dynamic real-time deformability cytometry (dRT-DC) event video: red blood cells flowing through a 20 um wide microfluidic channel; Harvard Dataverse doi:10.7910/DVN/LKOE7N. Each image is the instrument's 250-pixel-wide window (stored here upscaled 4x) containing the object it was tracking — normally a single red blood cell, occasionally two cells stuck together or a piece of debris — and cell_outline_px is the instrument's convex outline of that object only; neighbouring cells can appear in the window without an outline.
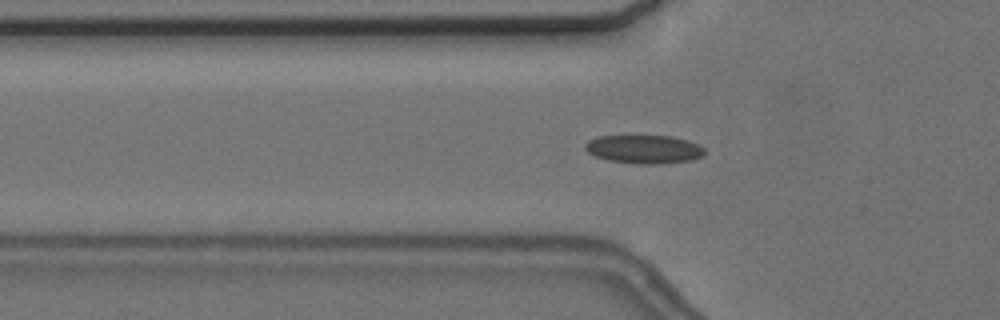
{"species": "common noctule bat (a hibernating species)", "species_latin": "Nyctalus noctula", "temperature_condition": "cold", "stored_images_in_passage": 51, "segment_of_instrument_passage": [1, 2], "camera_frame_rate_fps": 3000, "um_per_image_px": 0.085, "animal": {"sex": "female", "body_mass_g": 24.6, "forearm_length_mm": 56.2}, "frame": {"image": 1, "passage_image": 12, "time_ms": 3.667, "image_size_px": [1000, 320], "cell_outline_px": [[704, 156], [692, 160], [656, 164], [640, 164], [608, 160], [596, 156], [588, 152], [584, 148], [584, 144], [588, 140], [600, 136], [672, 136], [688, 140], [700, 144], [704, 148]], "centroid_in_image_um": [54.77, 12.68], "position_along_channel_um": 71.0, "area_um2": 19.88}}
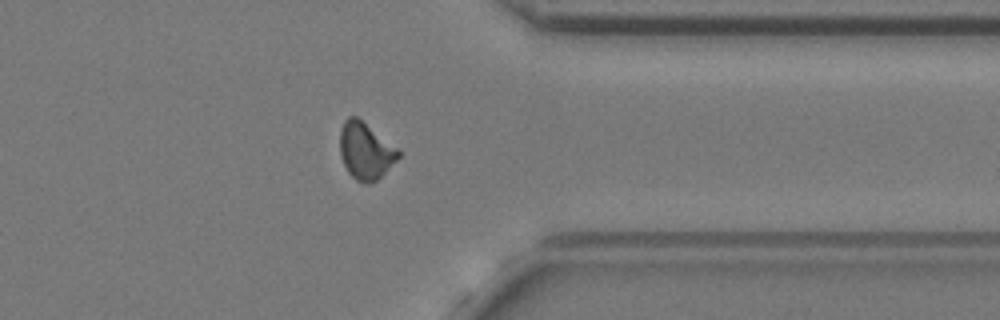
{"frame": {"image": 2, "passage_image": 38, "time_ms": 12.333, "image_size_px": [1000, 320], "cell_outline_px": [[400, 156], [376, 180], [368, 184], [356, 180], [348, 172], [340, 156], [340, 132], [344, 120], [348, 116], [356, 116], [400, 148]], "centroid_in_image_um": [31.07, 12.8], "position_along_channel_um": 380.3, "area_um2": 19.36}}
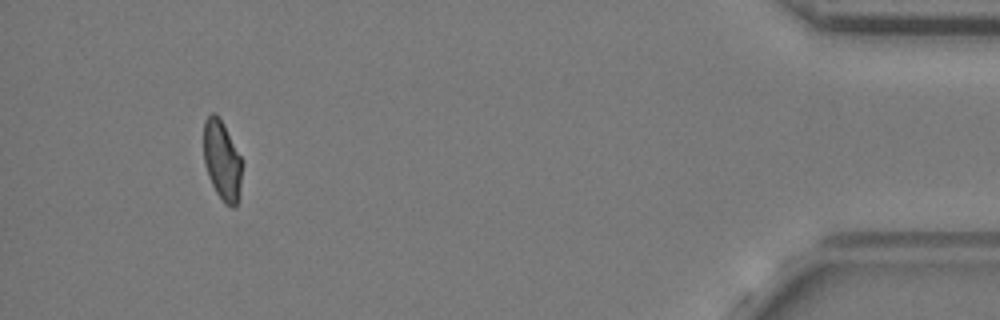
{"frame": {"image": 3, "passage_image": 46, "time_ms": 15.0, "image_size_px": [1000, 320], "cell_outline_px": [[240, 196], [236, 204], [232, 208], [224, 204], [216, 192], [208, 176], [204, 164], [204, 120], [212, 112], [216, 112], [220, 116], [240, 156]], "centroid_in_image_um": [18.85, 13.62], "position_along_channel_um": 416.4, "area_um2": 17.74}}